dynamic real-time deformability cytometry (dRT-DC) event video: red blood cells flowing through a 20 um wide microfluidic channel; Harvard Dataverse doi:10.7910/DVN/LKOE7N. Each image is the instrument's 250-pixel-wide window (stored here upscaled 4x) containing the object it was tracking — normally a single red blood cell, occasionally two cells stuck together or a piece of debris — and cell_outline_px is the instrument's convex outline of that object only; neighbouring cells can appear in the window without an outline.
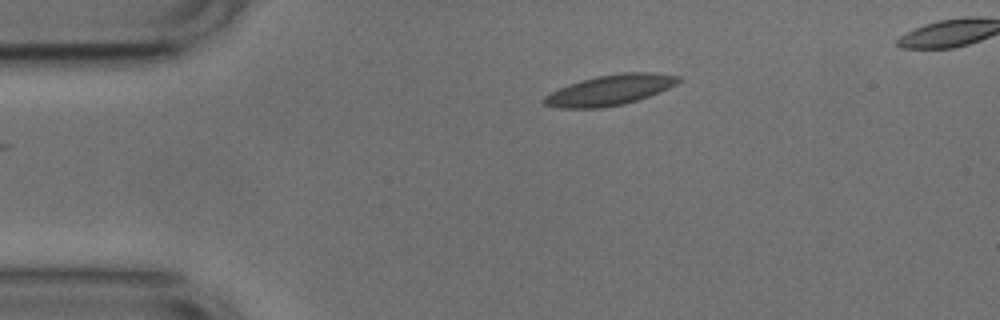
{"species": "common noctule bat (a hibernating species)", "species_latin": "Nyctalus noctula", "temperature_condition": "cold", "stored_images_in_passage": 42, "camera_frame_rate_fps": 3000, "um_per_image_px": 0.085, "animal": {"sex": "male", "body_mass_g": 17.9, "forearm_length_mm": 54.2}, "frame": {"image": 1, "passage_image": 1, "time_ms": 0.0, "image_size_px": [1000, 320], "cell_outline_px": [[680, 80], [676, 84], [660, 92], [624, 104], [600, 108], [560, 108], [544, 104], [540, 100], [544, 96], [568, 84], [580, 80], [596, 76], [624, 72], [652, 72], [680, 76]], "centroid_in_image_um": [51.83, 7.65], "position_along_channel_um": 33.2, "area_um2": 23.76}}
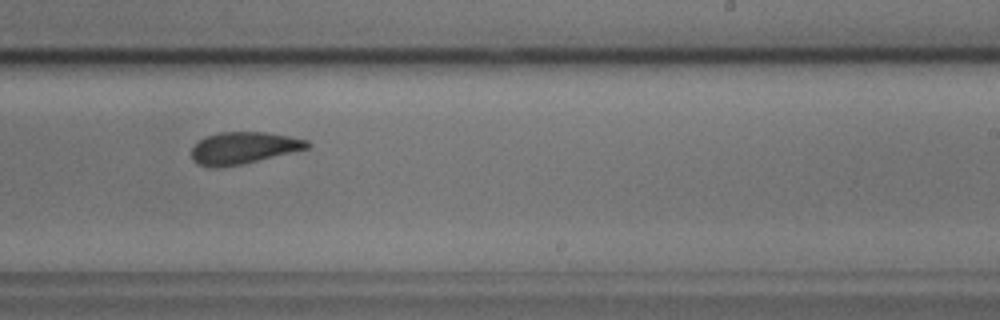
{"frame": {"image": 2, "passage_image": 23, "time_ms": 7.333, "image_size_px": [1000, 320], "cell_outline_px": [[312, 144], [308, 148], [240, 164], [220, 168], [212, 168], [196, 164], [192, 160], [192, 148], [204, 136], [220, 132], [264, 132], [288, 136], [308, 140]], "centroid_in_image_um": [20.65, 12.57], "position_along_channel_um": 268.3, "area_um2": 21.39}}
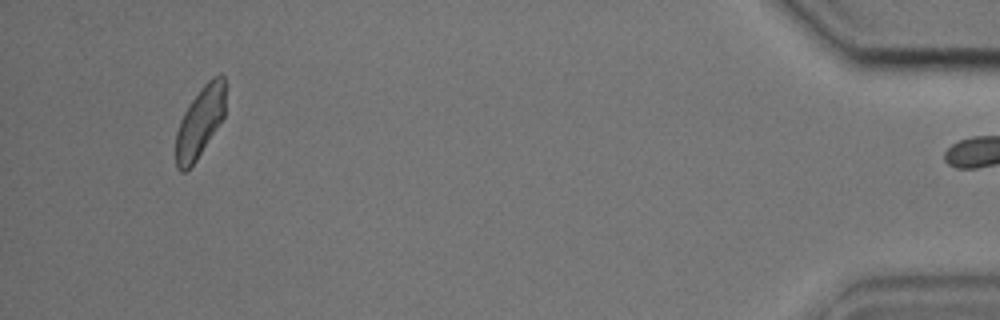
{"frame": {"image": 3, "passage_image": 41, "time_ms": 13.333, "image_size_px": [1000, 320], "cell_outline_px": [[224, 116], [196, 160], [184, 172], [180, 172], [176, 168], [176, 132], [180, 120], [184, 112], [200, 88], [212, 76], [220, 72], [224, 76]], "centroid_in_image_um": [16.98, 10.35], "position_along_channel_um": 418.2, "area_um2": 20.11}, "authors_computed_cell_mechanics": {"area_um2": 21.6172, "velocity_mm_per_s": 3.7279, "shape_relaxation_time_tau1_ms": null, "shape_relaxation_time_tau2_ms": 2.004, "deformation_change_tau1": null, "deformation_change_tau2": 0.0786}}